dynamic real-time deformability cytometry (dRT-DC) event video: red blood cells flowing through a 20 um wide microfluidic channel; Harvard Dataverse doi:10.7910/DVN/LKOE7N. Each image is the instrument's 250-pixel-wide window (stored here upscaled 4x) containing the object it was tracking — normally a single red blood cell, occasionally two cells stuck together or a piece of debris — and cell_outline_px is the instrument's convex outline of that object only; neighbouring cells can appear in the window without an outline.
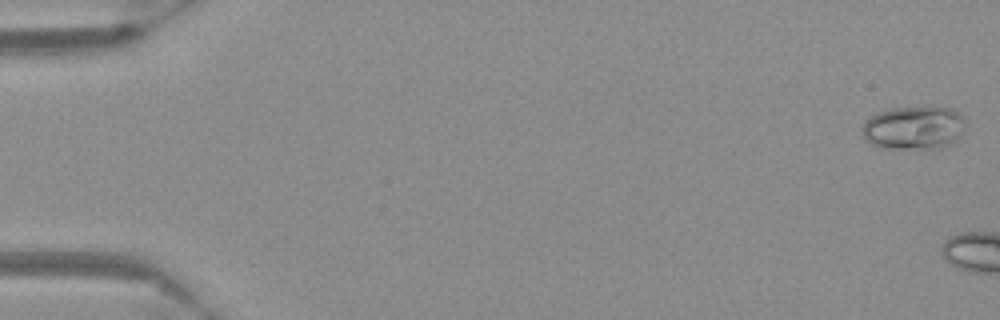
{"species": "Egyptian fruit bat (a non-hibernating species)", "species_latin": "Rousettus aegyptiacus", "temperature_condition": "warm", "stored_images_in_passage": 10, "camera_frame_rate_fps": 3000, "um_per_image_px": 0.085, "frame": {"image": 1, "passage_image": 1, "time_ms": 0.0, "image_size_px": [1000, 320], "cell_outline_px": [[968, 120], [964, 132], [952, 144], [940, 148], [884, 148], [872, 144], [860, 132], [864, 124], [872, 116], [888, 108], [948, 108], [960, 112]], "centroid_in_image_um": [77.75, 10.87], "position_along_channel_um": 7.2, "area_um2": 26.13}}